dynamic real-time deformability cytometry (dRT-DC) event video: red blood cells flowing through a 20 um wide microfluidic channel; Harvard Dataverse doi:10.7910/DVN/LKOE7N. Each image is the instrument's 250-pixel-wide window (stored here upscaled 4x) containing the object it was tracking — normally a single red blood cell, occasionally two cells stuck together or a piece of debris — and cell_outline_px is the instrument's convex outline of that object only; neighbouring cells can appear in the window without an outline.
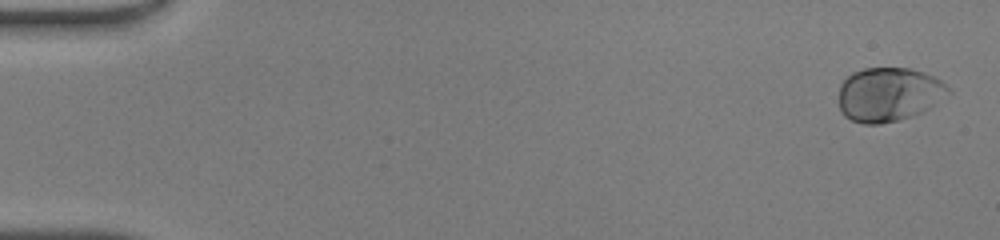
{"species": "human", "species_latin": "Homo sapiens", "temperature_condition": "warm", "stored_images_in_passage": 49, "camera_frame_rate_fps": 3000, "um_per_image_px": 0.085, "donor": {"sex": "male"}, "frame": {"image": 1, "passage_image": 2, "time_ms": 0.333, "image_size_px": [1000, 240], "cell_outline_px": [[952, 92], [928, 108], [912, 116], [900, 120], [880, 124], [864, 124], [852, 120], [844, 116], [840, 112], [840, 84], [852, 72], [864, 68], [912, 68], [924, 72], [940, 80]], "centroid_in_image_um": [75.53, 8.02], "position_along_channel_um": 9.5, "area_um2": 34.45}}
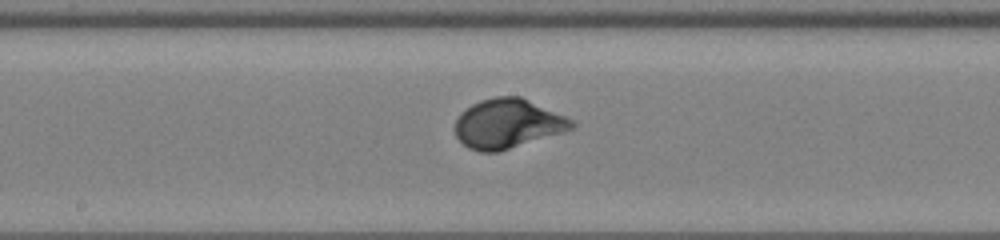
{"frame": {"image": 2, "passage_image": 27, "time_ms": 8.667, "image_size_px": [1000, 240], "cell_outline_px": [[576, 128], [564, 132], [500, 152], [480, 152], [468, 148], [456, 136], [452, 128], [456, 120], [472, 104], [480, 100], [496, 96], [520, 96], [564, 116], [572, 120], [576, 124]], "centroid_in_image_um": [43.15, 10.53], "position_along_channel_um": 205.1, "area_um2": 33.58}}
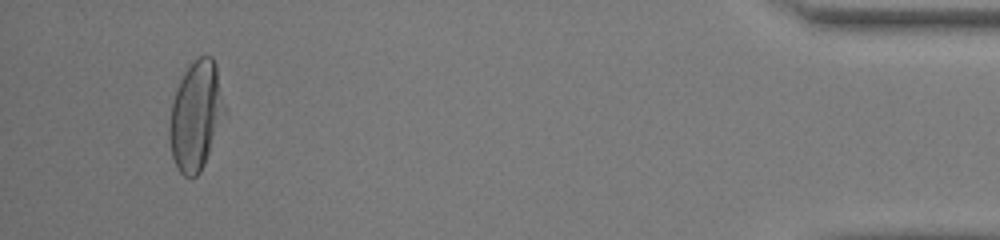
{"frame": {"image": 3, "passage_image": 47, "time_ms": 15.333, "image_size_px": [1000, 240], "cell_outline_px": [[228, 116], [200, 172], [196, 176], [184, 176], [176, 168], [172, 156], [168, 136], [168, 124], [172, 104], [176, 88], [184, 72], [200, 56], [212, 56], [216, 64], [228, 112]], "centroid_in_image_um": [16.7, 9.86], "position_along_channel_um": 418.5, "area_um2": 35.95}, "authors_computed_cell_mechanics": {"area_um2": 33.524, "velocity_mm_per_s": 4.2515, "shape_relaxation_time_tau1_ms": 2.5056, "shape_relaxation_time_tau2_ms": null, "deformation_change_tau1": 0.1716, "deformation_change_tau2": null}}